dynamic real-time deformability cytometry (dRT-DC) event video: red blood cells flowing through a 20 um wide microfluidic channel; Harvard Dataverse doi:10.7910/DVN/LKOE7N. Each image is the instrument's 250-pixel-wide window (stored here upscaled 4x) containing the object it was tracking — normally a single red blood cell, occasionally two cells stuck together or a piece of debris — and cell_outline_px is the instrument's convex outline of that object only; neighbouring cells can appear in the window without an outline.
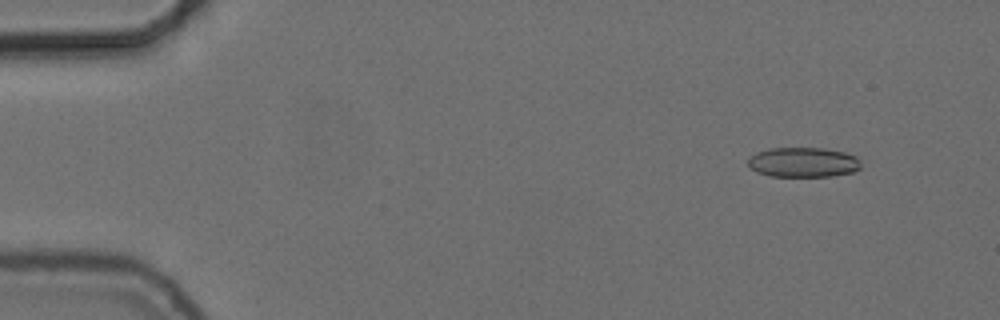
{"species": "common noctule bat (a hibernating species)", "species_latin": "Nyctalus noctula", "temperature_condition": "cold", "stored_images_in_passage": 56, "camera_frame_rate_fps": 3000, "um_per_image_px": 0.085, "animal": {"sex": "female", "body_mass_g": 24.6, "forearm_length_mm": 56.2}, "frame": {"image": 1, "passage_image": 6, "time_ms": 1.667, "image_size_px": [1000, 320], "cell_outline_px": [[860, 168], [852, 172], [832, 176], [768, 176], [756, 172], [748, 164], [748, 160], [756, 152], [768, 148], [824, 148], [844, 152], [856, 156], [860, 160]], "centroid_in_image_um": [68.27, 13.79], "position_along_channel_um": 16.7, "area_um2": 19.65}}
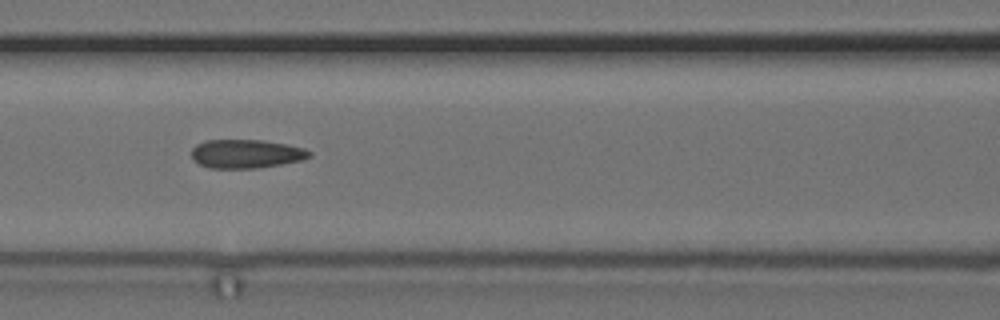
{"frame": {"image": 2, "passage_image": 25, "time_ms": 8.0, "image_size_px": [1000, 320], "cell_outline_px": [[312, 156], [304, 160], [260, 168], [208, 168], [192, 160], [192, 148], [196, 144], [204, 140], [264, 140], [288, 144], [304, 148], [312, 152]], "centroid_in_image_um": [20.95, 13.07], "position_along_channel_um": 145.7, "area_um2": 20.06}}
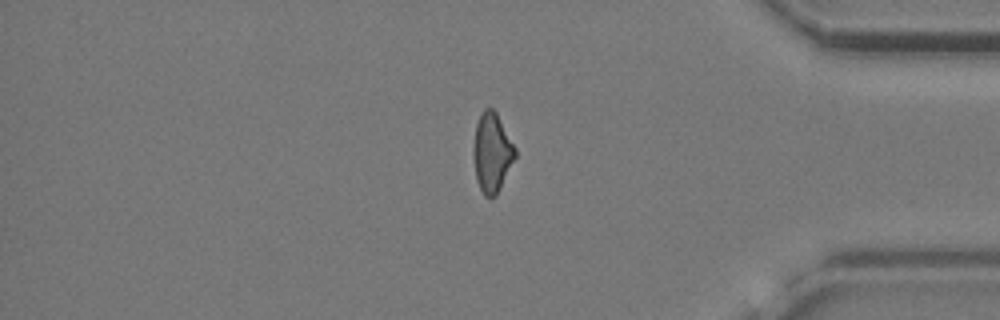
{"frame": {"image": 3, "passage_image": 47, "time_ms": 15.333, "image_size_px": [1000, 320], "cell_outline_px": [[516, 156], [496, 196], [492, 200], [484, 196], [476, 180], [472, 156], [472, 148], [476, 124], [480, 112], [484, 108], [492, 108], [496, 112], [516, 148]], "centroid_in_image_um": [41.79, 12.98], "position_along_channel_um": 393.4, "area_um2": 19.59}, "authors_computed_cell_mechanics": {"area_um2": 19.5942, "velocity_mm_per_s": 3.7255, "shape_relaxation_time_tau1_ms": null, "shape_relaxation_time_tau2_ms": 3.9631, "deformation_change_tau1": null, "deformation_change_tau2": 0.1105}}